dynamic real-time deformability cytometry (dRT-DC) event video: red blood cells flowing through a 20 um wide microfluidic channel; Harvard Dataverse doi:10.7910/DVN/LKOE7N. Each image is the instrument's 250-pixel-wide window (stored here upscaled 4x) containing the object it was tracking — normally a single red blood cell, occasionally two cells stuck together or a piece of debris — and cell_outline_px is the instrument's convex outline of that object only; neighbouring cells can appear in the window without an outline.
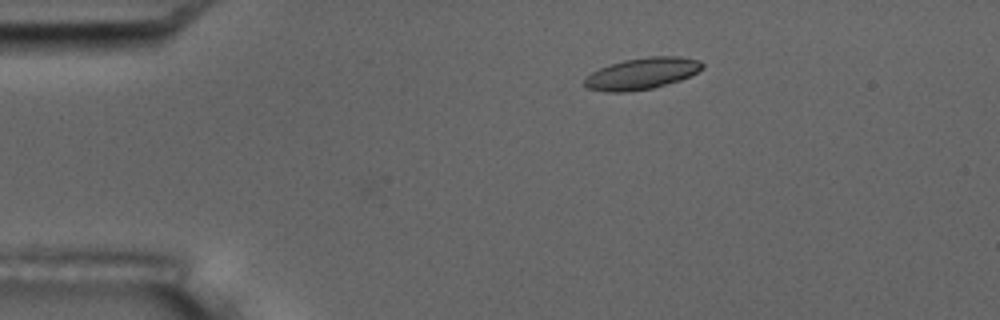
{"species": "common noctule bat (a hibernating species)", "species_latin": "Nyctalus noctula", "temperature_condition": "room temperature", "stored_images_in_passage": 5, "camera_frame_rate_fps": 3000, "um_per_image_px": 0.085, "animal": {"sex": "male", "body_mass_g": 17.5, "forearm_length_mm": 52.3}, "frame": {"image": 1, "passage_image": 1, "time_ms": 0.0, "image_size_px": [1000, 320], "cell_outline_px": [[704, 68], [680, 80], [652, 88], [628, 92], [608, 92], [588, 88], [584, 84], [584, 80], [592, 72], [600, 68], [624, 60], [648, 56], [680, 56], [700, 60], [704, 64]], "centroid_in_image_um": [54.59, 6.24], "position_along_channel_um": 30.4, "area_um2": 21.5}}